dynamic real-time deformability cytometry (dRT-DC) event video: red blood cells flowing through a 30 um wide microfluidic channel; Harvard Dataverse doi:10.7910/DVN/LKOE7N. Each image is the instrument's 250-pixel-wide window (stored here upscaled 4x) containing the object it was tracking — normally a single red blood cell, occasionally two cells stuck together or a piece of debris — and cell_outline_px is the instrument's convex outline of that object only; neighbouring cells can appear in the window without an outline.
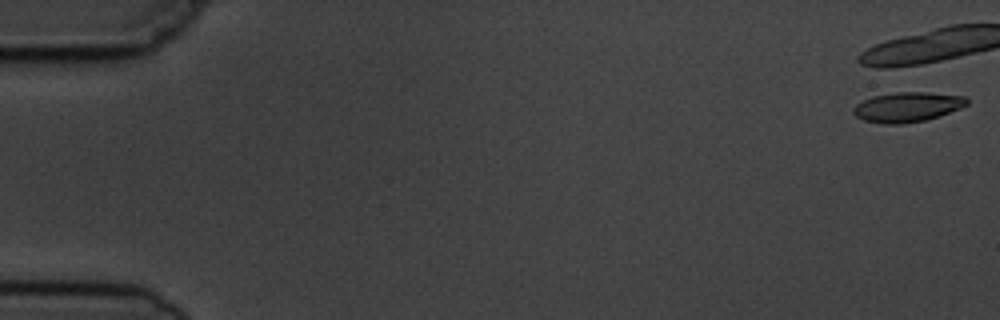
{"species": "common noctule bat (a hibernating species)", "species_latin": "Nyctalus noctula", "temperature_condition": "cold", "stored_images_in_passage": 6, "camera_frame_rate_fps": 3000, "um_per_image_px": 0.085, "animal": {"sex": "male", "body_mass_g": 19.5, "forearm_length_mm": 54.6}, "frame": {"image": 1, "passage_image": 1, "time_ms": 0.0, "image_size_px": [1000, 320], "cell_outline_px": [[968, 104], [960, 108], [940, 116], [924, 120], [904, 124], [884, 124], [864, 120], [856, 116], [852, 112], [852, 108], [856, 104], [872, 96], [896, 92], [924, 92], [964, 96], [968, 100]], "centroid_in_image_um": [77.1, 9.1], "position_along_channel_um": 7.9, "area_um2": 19.71}}